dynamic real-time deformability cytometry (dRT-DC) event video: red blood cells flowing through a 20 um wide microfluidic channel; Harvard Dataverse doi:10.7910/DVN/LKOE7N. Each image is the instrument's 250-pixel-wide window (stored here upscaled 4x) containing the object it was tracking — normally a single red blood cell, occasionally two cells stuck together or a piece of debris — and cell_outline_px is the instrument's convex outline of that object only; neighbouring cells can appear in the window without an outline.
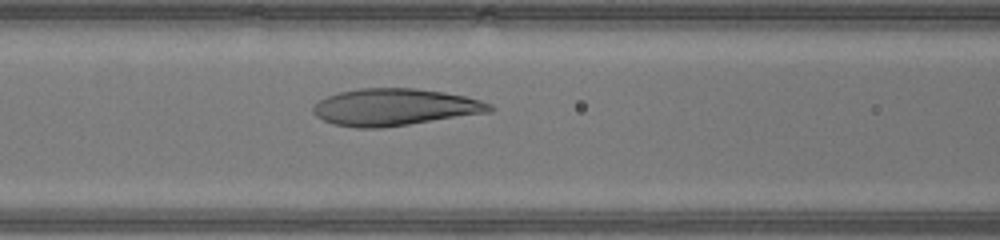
{"species": "human", "species_latin": "Homo sapiens", "temperature_condition": "warm", "stored_images_in_passage": 11, "camera_frame_rate_fps": 3000, "um_per_image_px": 0.085, "donor": {"sex": "male"}, "frame": {"image": 1, "passage_image": 7, "time_ms": 2.0, "image_size_px": [1000, 240], "cell_outline_px": [[496, 108], [492, 112], [380, 128], [356, 128], [332, 124], [316, 116], [312, 112], [312, 104], [328, 96], [340, 92], [360, 88], [416, 88], [444, 92], [464, 96], [480, 100], [492, 104]], "centroid_in_image_um": [33.55, 9.11], "position_along_channel_um": 133.0, "area_um2": 38.15}}
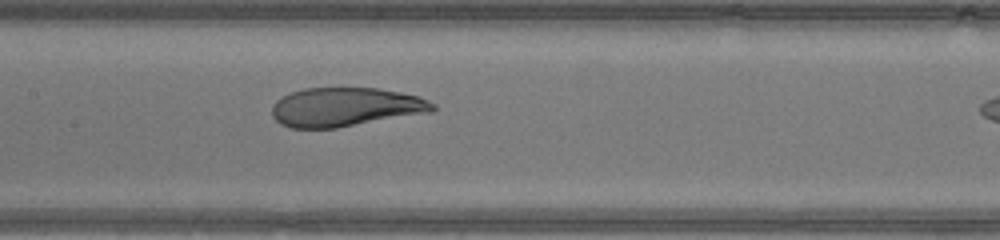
{"frame": {"image": 2, "passage_image": 10, "time_ms": 3.0, "image_size_px": [1000, 240], "cell_outline_px": [[436, 108], [432, 112], [336, 128], [288, 128], [280, 124], [272, 116], [272, 104], [280, 96], [304, 88], [376, 88], [400, 92], [420, 96], [436, 104]], "centroid_in_image_um": [29.35, 9.1], "position_along_channel_um": 178.0, "area_um2": 36.76}}